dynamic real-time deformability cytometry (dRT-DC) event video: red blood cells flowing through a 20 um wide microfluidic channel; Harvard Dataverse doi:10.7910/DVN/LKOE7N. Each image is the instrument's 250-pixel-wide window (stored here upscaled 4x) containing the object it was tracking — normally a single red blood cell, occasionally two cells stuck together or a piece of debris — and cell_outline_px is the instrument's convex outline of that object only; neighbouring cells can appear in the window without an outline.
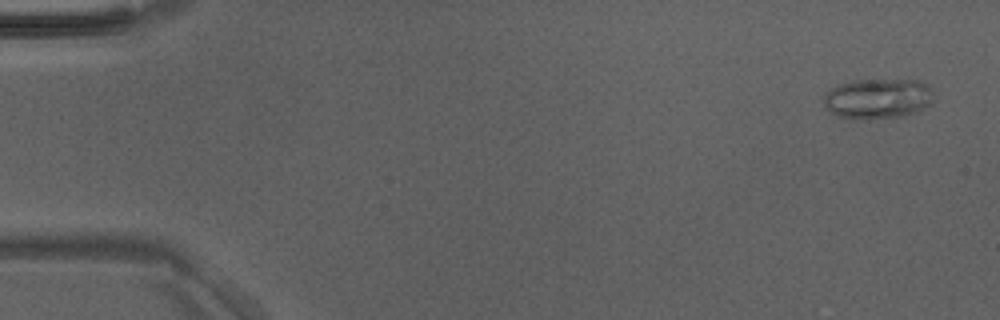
{"species": "Egyptian fruit bat (a non-hibernating species)", "species_latin": "Rousettus aegyptiacus", "temperature_condition": "room temperature", "stored_images_in_passage": 48, "camera_frame_rate_fps": 3000, "um_per_image_px": 0.085, "animal": {"sex": "male"}, "frame": {"image": 1, "passage_image": 2, "time_ms": 0.333, "image_size_px": [1000, 320], "cell_outline_px": [[932, 104], [916, 112], [904, 116], [864, 120], [852, 120], [840, 116], [832, 112], [824, 104], [824, 96], [832, 88], [840, 84], [852, 80], [916, 80], [928, 84], [932, 88]], "centroid_in_image_um": [74.65, 8.39], "position_along_channel_um": 10.4, "area_um2": 25.95}}
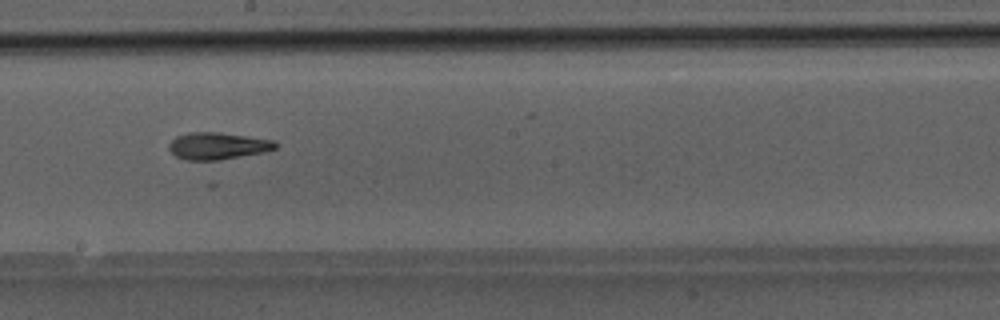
{"frame": {"image": 2, "passage_image": 27, "time_ms": 8.667, "image_size_px": [1000, 320], "cell_outline_px": [[276, 148], [264, 152], [212, 164], [188, 160], [176, 156], [168, 148], [168, 144], [176, 136], [192, 132], [216, 132], [276, 140]], "centroid_in_image_um": [18.51, 12.46], "position_along_channel_um": 229.7, "area_um2": 17.51}}
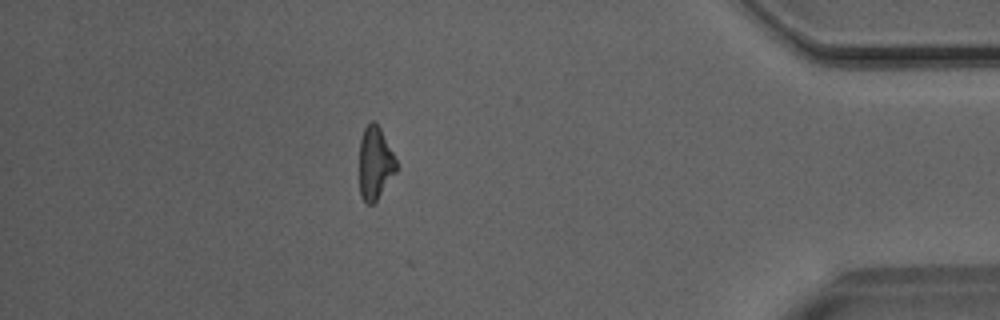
{"frame": {"image": 3, "passage_image": 42, "time_ms": 13.667, "image_size_px": [1000, 320], "cell_outline_px": [[396, 172], [376, 200], [372, 204], [368, 204], [360, 196], [360, 140], [364, 128], [372, 120], [380, 128], [396, 160]], "centroid_in_image_um": [31.87, 13.87], "position_along_channel_um": 403.3, "area_um2": 15.32}}